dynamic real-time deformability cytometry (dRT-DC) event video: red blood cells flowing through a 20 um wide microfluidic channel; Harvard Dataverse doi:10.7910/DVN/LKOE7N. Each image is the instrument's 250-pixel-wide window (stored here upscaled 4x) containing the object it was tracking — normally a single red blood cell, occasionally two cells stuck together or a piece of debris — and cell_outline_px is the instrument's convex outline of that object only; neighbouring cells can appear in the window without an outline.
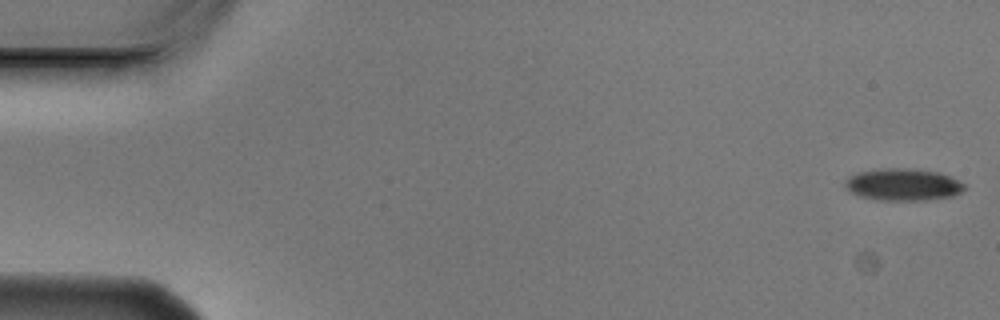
{"species": "Egyptian fruit bat (a non-hibernating species)", "species_latin": "Rousettus aegyptiacus", "temperature_condition": "cold", "stored_images_in_passage": 6, "camera_frame_rate_fps": 3000, "um_per_image_px": 0.085, "animal": {"sex": "male"}, "frame": {"image": 1, "passage_image": 1, "time_ms": 0.0, "image_size_px": [1000, 320], "cell_outline_px": [[964, 188], [960, 192], [952, 196], [924, 200], [880, 200], [860, 196], [848, 192], [844, 184], [844, 180], [848, 176], [856, 172], [888, 168], [904, 168], [940, 172], [964, 184]], "centroid_in_image_um": [76.68, 15.69], "position_along_channel_um": 8.3, "area_um2": 22.2}}